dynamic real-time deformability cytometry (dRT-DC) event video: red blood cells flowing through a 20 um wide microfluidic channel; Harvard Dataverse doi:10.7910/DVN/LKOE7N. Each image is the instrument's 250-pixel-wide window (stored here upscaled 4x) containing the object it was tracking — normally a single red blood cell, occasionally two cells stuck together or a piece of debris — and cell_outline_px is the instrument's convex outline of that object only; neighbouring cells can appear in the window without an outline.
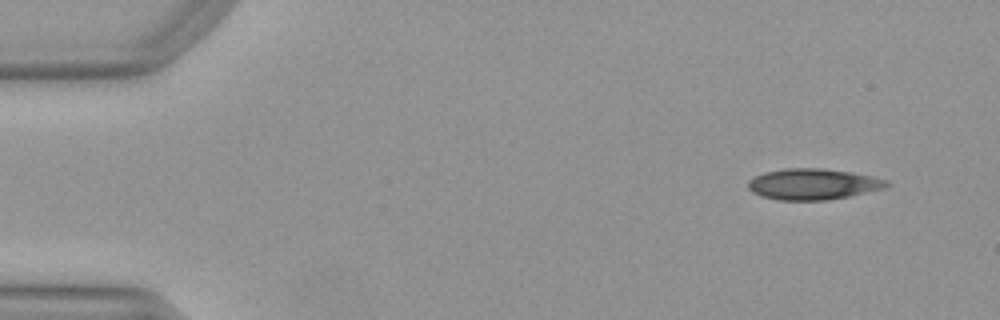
{"species": "Egyptian fruit bat (a non-hibernating species)", "species_latin": "Rousettus aegyptiacus", "temperature_condition": "warm", "stored_images_in_passage": 51, "camera_frame_rate_fps": 3000, "um_per_image_px": 0.085, "animal": {"sex": "female"}, "frame": {"image": 1, "passage_image": 4, "time_ms": 1.0, "image_size_px": [1000, 320], "cell_outline_px": [[892, 184], [888, 188], [828, 200], [780, 200], [760, 196], [752, 192], [748, 188], [748, 180], [764, 172], [784, 168], [824, 168], [852, 172], [872, 176], [888, 180]], "centroid_in_image_um": [69.14, 15.65], "position_along_channel_um": 15.9, "area_um2": 25.32}}
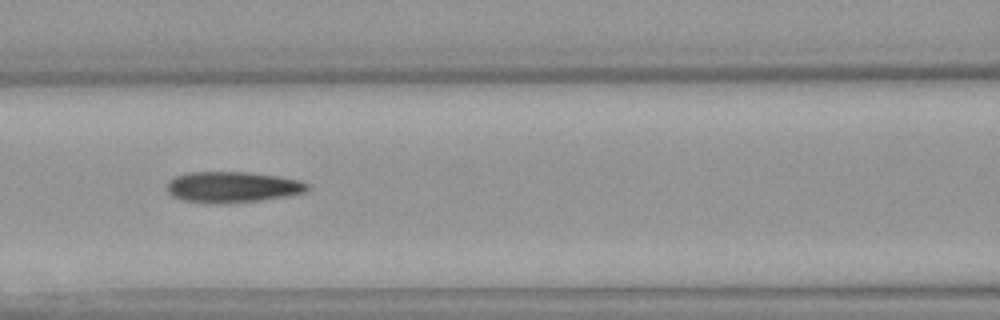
{"frame": {"image": 2, "passage_image": 22, "time_ms": 7.0, "image_size_px": [1000, 320], "cell_outline_px": [[312, 188], [308, 192], [260, 200], [212, 204], [184, 200], [172, 196], [168, 192], [168, 184], [176, 176], [192, 172], [248, 172], [276, 176], [300, 180], [308, 184]], "centroid_in_image_um": [19.81, 15.9], "position_along_channel_um": 146.8, "area_um2": 25.09}}
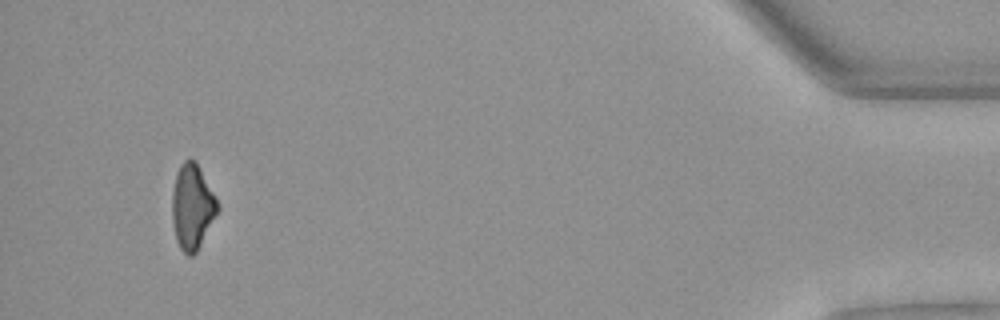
{"frame": {"image": 3, "passage_image": 48, "time_ms": 15.667, "image_size_px": [1000, 320], "cell_outline_px": [[220, 208], [196, 252], [192, 256], [188, 256], [180, 248], [176, 240], [172, 220], [172, 192], [176, 176], [180, 164], [188, 156], [196, 160]], "centroid_in_image_um": [16.32, 17.55], "position_along_channel_um": 418.9, "area_um2": 22.37}, "authors_computed_cell_mechanics": {"area_um2": 25.0274, "velocity_mm_per_s": 4.0102, "shape_relaxation_time_tau1_ms": 7.6698, "shape_relaxation_time_tau2_ms": null, "deformation_change_tau1": 0.1931, "deformation_change_tau2": null}}